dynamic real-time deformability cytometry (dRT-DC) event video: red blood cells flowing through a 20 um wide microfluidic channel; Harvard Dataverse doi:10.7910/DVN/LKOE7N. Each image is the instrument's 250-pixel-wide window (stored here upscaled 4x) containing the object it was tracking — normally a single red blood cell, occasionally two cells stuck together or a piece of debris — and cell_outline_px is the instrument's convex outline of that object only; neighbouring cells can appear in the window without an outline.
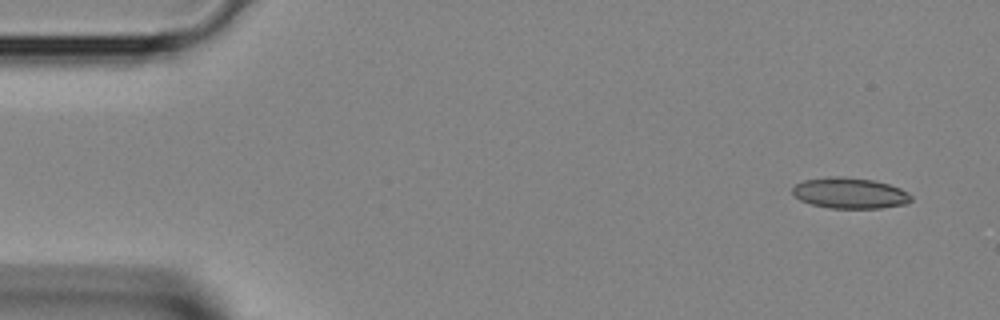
{"species": "Egyptian fruit bat (a non-hibernating species)", "species_latin": "Rousettus aegyptiacus", "temperature_condition": "room temperature", "stored_images_in_passage": 3, "camera_frame_rate_fps": 3000, "um_per_image_px": 0.085, "animal": {"sex": "female"}, "frame": {"image": 1, "passage_image": 1, "time_ms": 0.0, "image_size_px": [1000, 320], "cell_outline_px": [[912, 200], [908, 204], [880, 208], [828, 208], [812, 204], [800, 200], [792, 192], [792, 188], [796, 184], [804, 180], [828, 176], [840, 176], [872, 180], [888, 184], [900, 188], [912, 196]], "centroid_in_image_um": [72.24, 16.41], "position_along_channel_um": 12.8, "area_um2": 21.33}}